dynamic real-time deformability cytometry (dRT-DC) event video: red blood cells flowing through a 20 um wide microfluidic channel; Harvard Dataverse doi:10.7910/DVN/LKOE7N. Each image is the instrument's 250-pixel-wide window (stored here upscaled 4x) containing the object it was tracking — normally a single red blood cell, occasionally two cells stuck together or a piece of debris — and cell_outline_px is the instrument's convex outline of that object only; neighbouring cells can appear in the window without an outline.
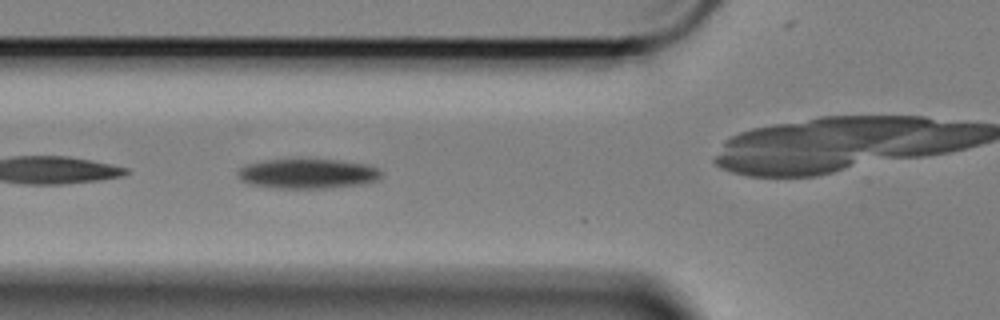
{"species": "Egyptian fruit bat (a non-hibernating species)", "species_latin": "Rousettus aegyptiacus", "temperature_condition": "cold", "stored_images_in_passage": 35, "camera_frame_rate_fps": 3000, "um_per_image_px": 0.085, "animal": {"sex": "female"}, "frame": {"image": 1, "passage_image": 4, "time_ms": 1.0, "image_size_px": [1000, 320], "cell_outline_px": [[384, 172], [380, 180], [364, 184], [332, 188], [276, 188], [248, 184], [240, 180], [236, 176], [236, 172], [244, 164], [264, 160], [336, 160], [368, 164], [380, 168]], "centroid_in_image_um": [26.18, 14.77], "position_along_channel_um": 99.6, "area_um2": 25.37}}
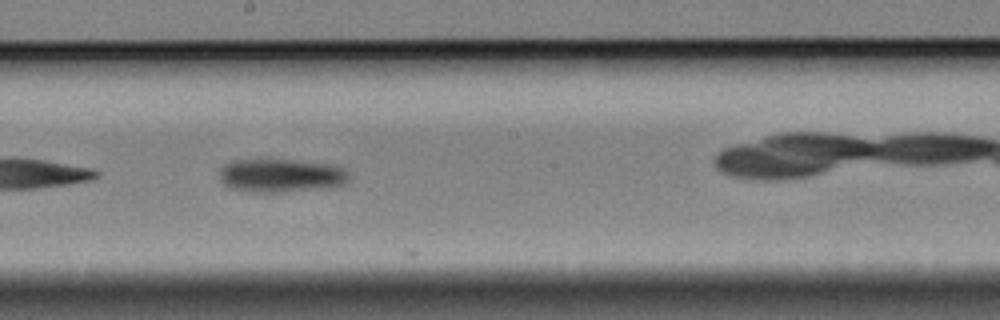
{"frame": {"image": 2, "passage_image": 15, "time_ms": 4.667, "image_size_px": [1000, 320], "cell_outline_px": [[352, 180], [348, 184], [340, 188], [284, 192], [248, 192], [232, 188], [224, 184], [220, 180], [220, 168], [224, 164], [232, 160], [292, 160], [336, 164], [344, 168], [348, 172]], "centroid_in_image_um": [24.03, 14.94], "position_along_channel_um": 224.2, "area_um2": 26.18}}
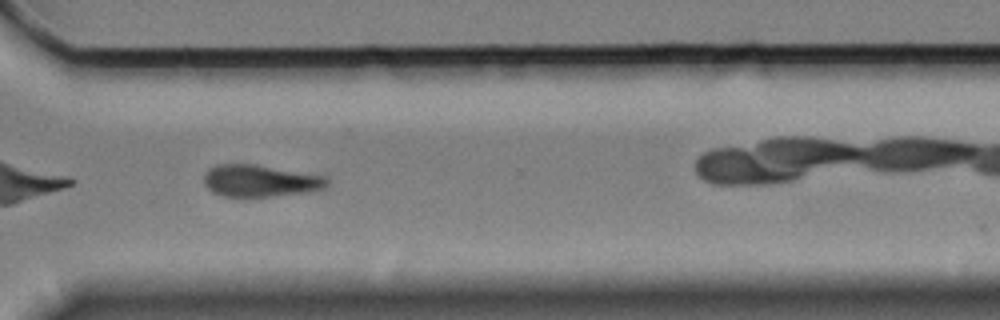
{"frame": {"image": 3, "passage_image": 26, "time_ms": 8.333, "image_size_px": [1000, 320], "cell_outline_px": [[328, 184], [324, 188], [308, 192], [272, 196], [224, 196], [212, 192], [204, 184], [204, 172], [208, 168], [216, 164], [256, 164], [328, 176]], "centroid_in_image_um": [22.12, 15.35], "position_along_channel_um": 348.5, "area_um2": 23.12}}